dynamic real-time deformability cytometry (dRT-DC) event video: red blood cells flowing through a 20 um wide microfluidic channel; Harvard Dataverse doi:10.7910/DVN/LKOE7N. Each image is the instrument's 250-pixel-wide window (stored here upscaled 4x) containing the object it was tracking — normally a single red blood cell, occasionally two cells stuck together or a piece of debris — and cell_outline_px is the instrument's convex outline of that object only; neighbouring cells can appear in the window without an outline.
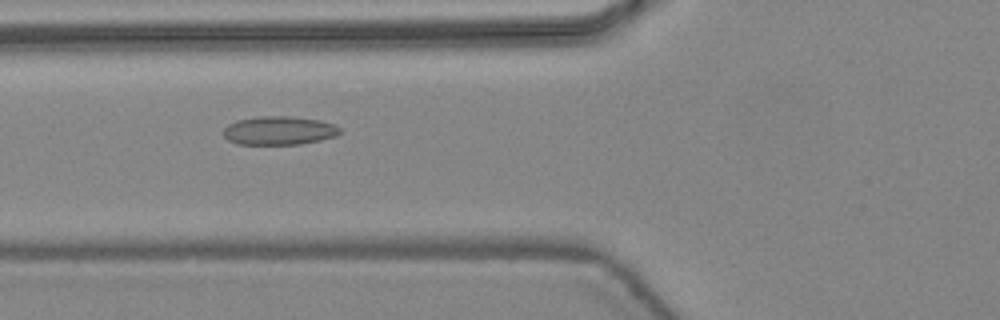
{"species": "common noctule bat (a hibernating species)", "species_latin": "Nyctalus noctula", "temperature_condition": "warm", "stored_images_in_passage": 47, "camera_frame_rate_fps": 3000, "um_per_image_px": 0.085, "animal": {"sex": "female", "body_mass_g": 24.6, "forearm_length_mm": 56.2}, "frame": {"image": 1, "passage_image": 19, "time_ms": 6.0, "image_size_px": [1000, 320], "cell_outline_px": [[340, 132], [336, 136], [320, 140], [300, 144], [236, 144], [228, 140], [224, 136], [224, 128], [228, 124], [236, 120], [260, 116], [288, 116], [320, 120], [336, 124], [340, 128]], "centroid_in_image_um": [23.72, 11.09], "position_along_channel_um": 102.1, "area_um2": 19.48}}
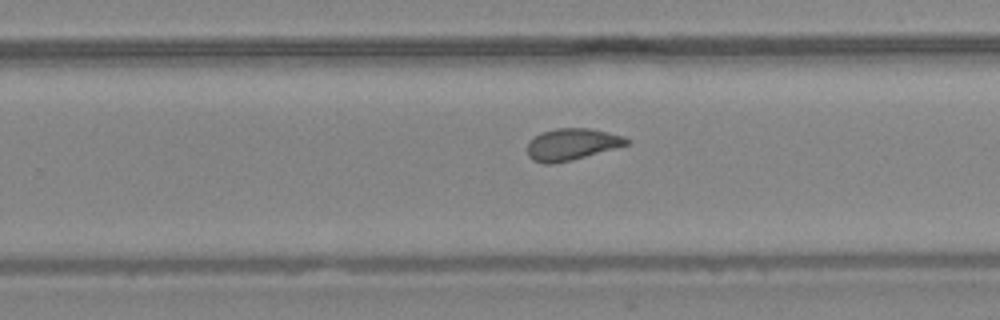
{"frame": {"image": 2, "passage_image": 31, "time_ms": 10.0, "image_size_px": [1000, 320], "cell_outline_px": [[628, 144], [616, 148], [572, 160], [552, 164], [544, 164], [532, 160], [528, 156], [528, 140], [540, 132], [556, 128], [588, 128], [624, 136], [628, 140]], "centroid_in_image_um": [48.55, 12.27], "position_along_channel_um": 281.2, "area_um2": 18.38}}
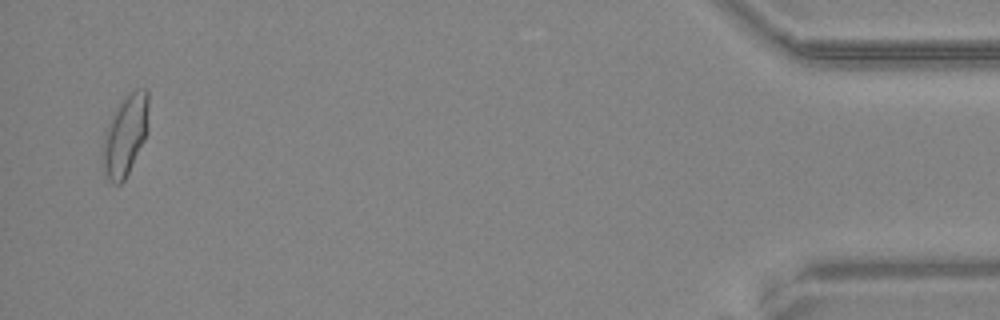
{"frame": {"image": 3, "passage_image": 46, "time_ms": 15.0, "image_size_px": [1000, 320], "cell_outline_px": [[148, 132], [124, 180], [120, 184], [112, 184], [104, 176], [100, 160], [100, 152], [104, 132], [112, 112], [120, 100], [136, 88], [148, 88]], "centroid_in_image_um": [10.59, 11.5], "position_along_channel_um": 424.6, "area_um2": 22.43}, "authors_computed_cell_mechanics": {"area_um2": 19.1318, "velocity_mm_per_s": 4.4757, "shape_relaxation_time_tau1_ms": null, "shape_relaxation_time_tau2_ms": 1.2082, "deformation_change_tau1": null, "deformation_change_tau2": 0.0693}}